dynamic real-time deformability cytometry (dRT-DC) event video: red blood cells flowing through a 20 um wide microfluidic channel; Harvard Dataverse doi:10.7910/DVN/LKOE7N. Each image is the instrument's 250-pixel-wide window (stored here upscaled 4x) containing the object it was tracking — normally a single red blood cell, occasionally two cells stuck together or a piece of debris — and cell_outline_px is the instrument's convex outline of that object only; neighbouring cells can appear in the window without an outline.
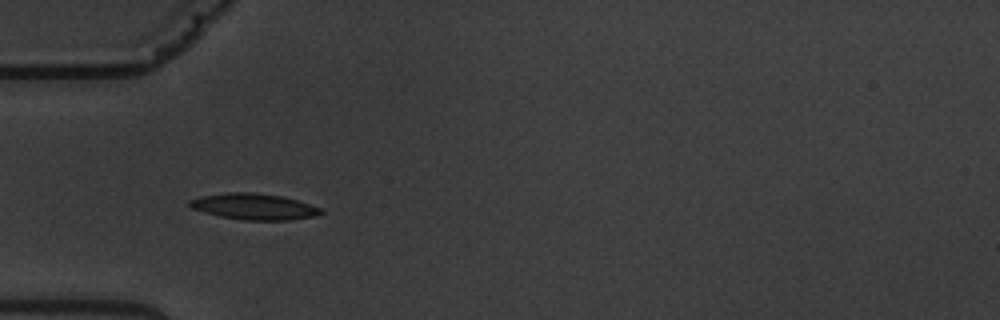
{"species": "common noctule bat (a hibernating species)", "species_latin": "Nyctalus noctula", "temperature_condition": "warm", "stored_images_in_passage": 6, "camera_frame_rate_fps": 3000, "um_per_image_px": 0.085, "animal": {"sex": "male", "body_mass_g": 19.5, "forearm_length_mm": 54.6}, "frame": {"image": 1, "passage_image": 5, "time_ms": 4.667, "image_size_px": [1000, 320], "cell_outline_px": [[324, 212], [316, 216], [288, 220], [244, 220], [220, 216], [204, 212], [192, 208], [188, 204], [188, 200], [200, 196], [228, 192], [252, 192], [284, 196], [320, 208]], "centroid_in_image_um": [21.57, 17.55], "position_along_channel_um": 63.4, "area_um2": 19.94}}